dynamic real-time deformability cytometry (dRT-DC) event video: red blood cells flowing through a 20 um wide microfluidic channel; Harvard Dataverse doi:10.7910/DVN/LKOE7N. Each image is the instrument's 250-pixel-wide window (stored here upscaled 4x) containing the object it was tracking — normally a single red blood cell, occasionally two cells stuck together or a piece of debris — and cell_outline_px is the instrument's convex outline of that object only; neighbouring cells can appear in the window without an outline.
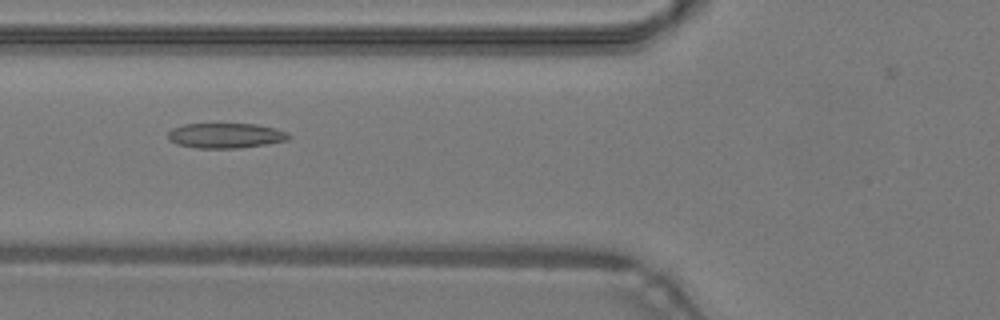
{"species": "common noctule bat (a hibernating species)", "species_latin": "Nyctalus noctula", "temperature_condition": "warm", "stored_images_in_passage": 45, "camera_frame_rate_fps": 3000, "um_per_image_px": 0.085, "animal": {"sex": "male", "body_mass_g": 19.2, "forearm_length_mm": 51.8}, "frame": {"image": 1, "passage_image": 19, "time_ms": 6.0, "image_size_px": [1000, 320], "cell_outline_px": [[292, 136], [288, 140], [268, 144], [240, 148], [196, 148], [176, 144], [168, 140], [168, 132], [172, 128], [184, 124], [256, 124], [276, 128], [288, 132]], "centroid_in_image_um": [19.2, 11.53], "position_along_channel_um": 106.6, "area_um2": 17.86}}
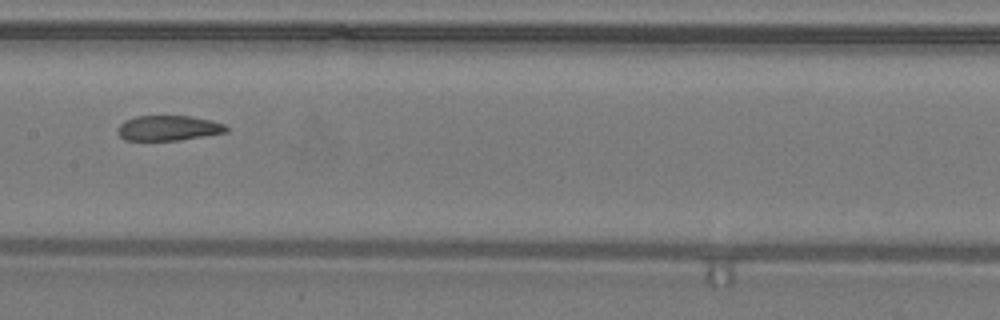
{"frame": {"image": 2, "passage_image": 25, "time_ms": 8.0, "image_size_px": [1000, 320], "cell_outline_px": [[228, 132], [180, 140], [124, 140], [116, 132], [116, 128], [124, 120], [136, 116], [192, 116], [212, 120], [224, 124], [228, 128]], "centroid_in_image_um": [14.3, 10.88], "position_along_channel_um": 193.1, "area_um2": 16.07}}
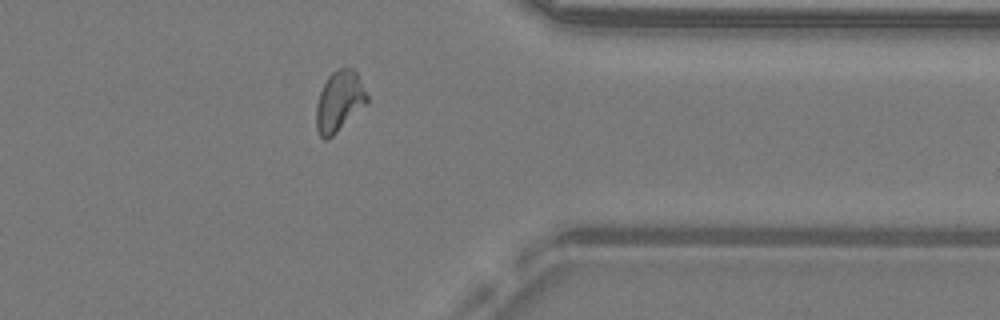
{"frame": {"image": 3, "passage_image": 39, "time_ms": 12.667, "image_size_px": [1000, 320], "cell_outline_px": [[368, 104], [328, 140], [324, 140], [320, 136], [316, 128], [316, 104], [320, 92], [328, 76], [336, 68], [352, 68], [356, 72], [368, 96]], "centroid_in_image_um": [28.84, 8.63], "position_along_channel_um": 382.6, "area_um2": 18.09}, "authors_computed_cell_mechanics": {"area_um2": 17.5712, "velocity_mm_per_s": 4.2993, "shape_relaxation_time_tau1_ms": 7.9589, "shape_relaxation_time_tau2_ms": 2.5143, "deformation_change_tau1": 0.2009, "deformation_change_tau2": 0.0786}}